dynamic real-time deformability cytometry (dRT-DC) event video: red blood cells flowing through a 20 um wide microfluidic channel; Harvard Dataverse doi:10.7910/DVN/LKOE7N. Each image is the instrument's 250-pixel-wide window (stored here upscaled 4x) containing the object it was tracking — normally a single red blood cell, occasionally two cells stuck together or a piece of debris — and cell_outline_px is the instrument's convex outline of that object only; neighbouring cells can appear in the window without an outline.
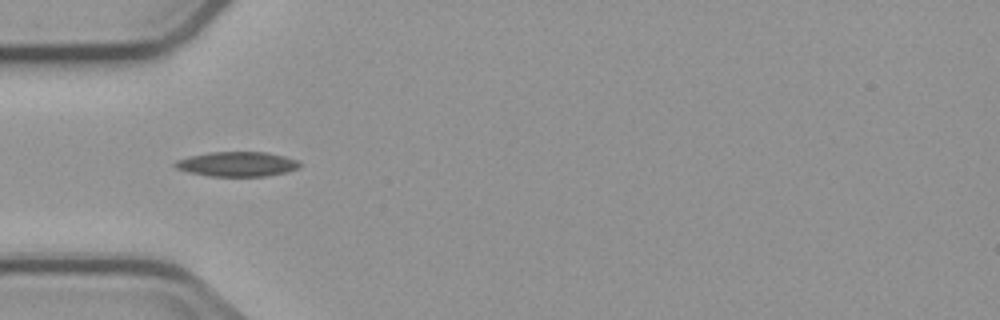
{"species": "common noctule bat (a hibernating species)", "species_latin": "Nyctalus noctula", "temperature_condition": "cold", "stored_images_in_passage": 3, "camera_frame_rate_fps": 3000, "um_per_image_px": 0.085, "animal": {"sex": "male", "body_mass_g": 23.1, "forearm_length_mm": 52.7}, "frame": {"image": 1, "passage_image": 1, "time_ms": 0.0, "image_size_px": [1000, 320], "cell_outline_px": [[300, 168], [288, 172], [264, 176], [208, 176], [188, 172], [176, 168], [172, 164], [176, 160], [208, 152], [268, 152], [300, 160]], "centroid_in_image_um": [20.19, 13.95], "position_along_channel_um": 64.8, "area_um2": 18.09}}
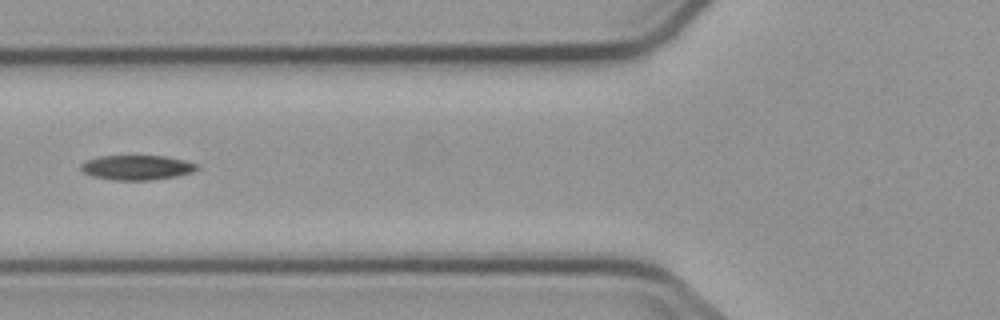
{"frame": {"image": 2, "passage_image": 2, "time_ms": 1.333, "image_size_px": [1000, 320], "cell_outline_px": [[200, 168], [192, 172], [176, 176], [152, 180], [112, 180], [92, 176], [84, 172], [80, 168], [80, 164], [84, 160], [100, 156], [164, 156], [184, 160], [196, 164]], "centroid_in_image_um": [11.6, 14.24], "position_along_channel_um": 114.2, "area_um2": 16.76}}
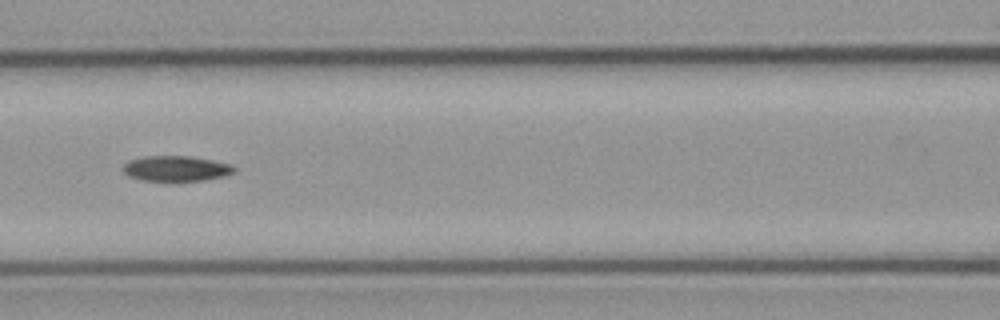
{"frame": {"image": 3, "passage_image": 3, "time_ms": 2.333, "image_size_px": [1000, 320], "cell_outline_px": [[236, 172], [224, 176], [204, 180], [172, 184], [140, 180], [128, 176], [120, 168], [128, 160], [144, 156], [188, 156], [212, 160], [232, 164], [236, 168]], "centroid_in_image_um": [14.94, 14.37], "position_along_channel_um": 151.7, "area_um2": 17.4}}